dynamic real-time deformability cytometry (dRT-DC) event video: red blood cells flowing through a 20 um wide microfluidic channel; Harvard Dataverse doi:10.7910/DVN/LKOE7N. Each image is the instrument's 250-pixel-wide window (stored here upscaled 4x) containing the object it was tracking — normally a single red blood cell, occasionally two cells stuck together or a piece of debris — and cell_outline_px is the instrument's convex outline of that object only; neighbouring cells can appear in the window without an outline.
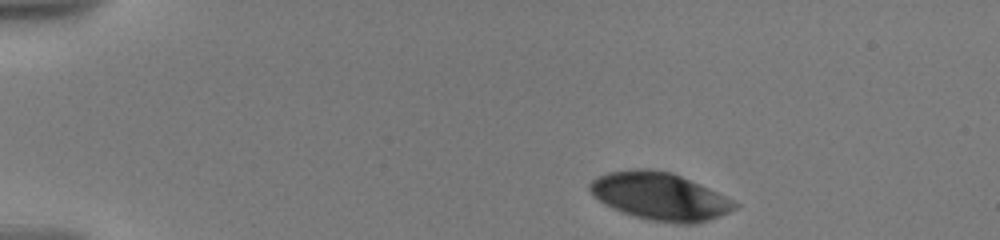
{"species": "human", "species_latin": "Homo sapiens", "temperature_condition": "warm", "stored_images_in_passage": 60, "camera_frame_rate_fps": 3000, "um_per_image_px": 0.085, "donor": {"sex": "male"}, "frame": {"image": 1, "passage_image": 1, "time_ms": 0.0, "image_size_px": [1000, 240], "cell_outline_px": [[740, 204], [736, 208], [720, 216], [696, 224], [676, 224], [648, 220], [620, 212], [604, 204], [588, 188], [588, 184], [592, 180], [600, 176], [612, 172], [636, 168], [644, 168], [672, 172], [708, 188]], "centroid_in_image_um": [56.09, 16.71], "position_along_channel_um": 28.9, "area_um2": 39.94}}
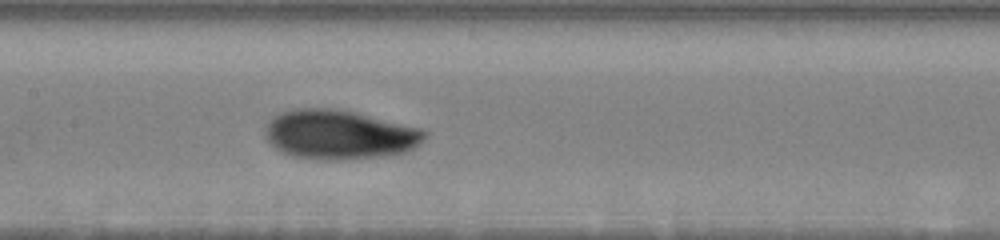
{"frame": {"image": 2, "passage_image": 26, "time_ms": 6.667, "image_size_px": [1000, 240], "cell_outline_px": [[428, 132], [412, 148], [404, 152], [384, 156], [344, 160], [320, 160], [292, 156], [276, 148], [264, 136], [264, 128], [272, 116], [280, 112], [296, 108], [336, 108], [356, 112], [420, 128]], "centroid_in_image_um": [28.78, 11.43], "position_along_channel_um": 178.6, "area_um2": 45.89}}
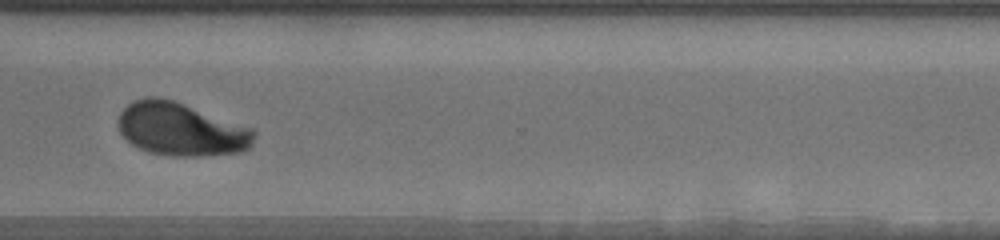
{"frame": {"image": 3, "passage_image": 59, "time_ms": 11.667, "image_size_px": [1000, 240], "cell_outline_px": [[256, 132], [252, 144], [244, 152], [204, 156], [168, 156], [148, 152], [132, 144], [120, 132], [116, 124], [120, 112], [128, 104], [136, 100], [148, 96], [160, 96], [256, 128]], "centroid_in_image_um": [15.42, 10.99], "position_along_channel_um": 355.2, "area_um2": 42.6}}